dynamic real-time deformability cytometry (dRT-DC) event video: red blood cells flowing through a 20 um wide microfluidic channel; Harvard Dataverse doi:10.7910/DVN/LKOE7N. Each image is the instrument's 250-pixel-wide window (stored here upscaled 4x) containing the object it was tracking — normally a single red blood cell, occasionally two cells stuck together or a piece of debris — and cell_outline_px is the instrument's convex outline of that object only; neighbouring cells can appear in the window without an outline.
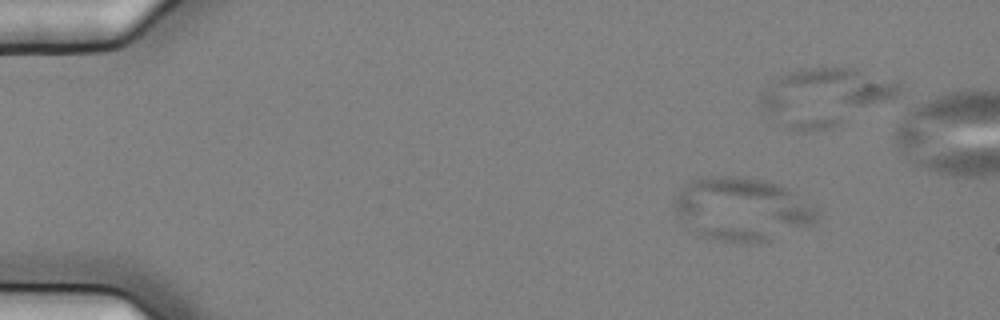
{"species": "common noctule bat (a hibernating species)", "species_latin": "Nyctalus noctula", "temperature_condition": "cold", "stored_images_in_passage": 9, "camera_frame_rate_fps": 3000, "um_per_image_px": 0.085, "animal": {"sex": "female", "body_mass_g": 25.1}, "frame": {"image": 1, "passage_image": 4, "time_ms": 1.0, "image_size_px": [1000, 320], "cell_outline_px": [[816, 220], [812, 224], [768, 240], [720, 240], [704, 236], [696, 232], [684, 224], [672, 208], [684, 184], [692, 180], [708, 176], [736, 176], [764, 180], [780, 184], [788, 188], [816, 208]], "centroid_in_image_um": [63.04, 17.72], "position_along_channel_um": 22.0, "area_um2": 51.38}}